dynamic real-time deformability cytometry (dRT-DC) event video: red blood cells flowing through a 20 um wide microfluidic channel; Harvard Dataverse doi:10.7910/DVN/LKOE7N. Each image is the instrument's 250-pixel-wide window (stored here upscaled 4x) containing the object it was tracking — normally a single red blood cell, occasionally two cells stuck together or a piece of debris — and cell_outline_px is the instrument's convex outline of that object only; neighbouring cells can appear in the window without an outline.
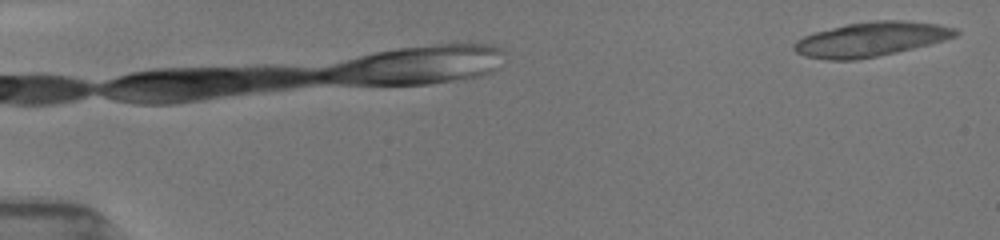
{"species": "common noctule bat (a hibernating species)", "species_latin": "Nyctalus noctula", "temperature_condition": "room temperature", "stored_images_in_passage": 3, "camera_frame_rate_fps": 3000, "um_per_image_px": 0.085, "animal": {"sex": "female", "body_mass_g": 19.5, "forearm_length_mm": 54.1}, "frame": {"image": 1, "passage_image": 3, "time_ms": 0.667, "image_size_px": [1000, 240], "cell_outline_px": [[960, 32], [956, 36], [944, 40], [896, 52], [856, 60], [828, 60], [804, 56], [796, 52], [792, 48], [792, 44], [796, 40], [812, 32], [848, 24], [876, 20], [904, 20], [936, 24], [956, 28]], "centroid_in_image_um": [73.98, 3.33], "position_along_channel_um": 11.0, "area_um2": 32.31}}